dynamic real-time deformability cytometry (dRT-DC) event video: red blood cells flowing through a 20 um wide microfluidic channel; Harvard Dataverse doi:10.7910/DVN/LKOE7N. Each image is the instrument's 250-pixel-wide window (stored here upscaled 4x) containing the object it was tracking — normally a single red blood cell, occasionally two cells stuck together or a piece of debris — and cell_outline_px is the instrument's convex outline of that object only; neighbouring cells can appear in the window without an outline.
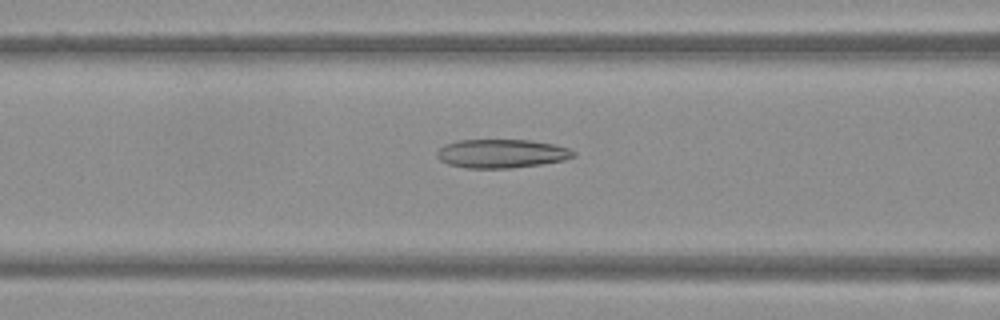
{"species": "Egyptian fruit bat (a non-hibernating species)", "species_latin": "Rousettus aegyptiacus", "temperature_condition": "warm", "stored_images_in_passage": 41, "camera_frame_rate_fps": 3000, "um_per_image_px": 0.085, "frame": {"image": 1, "passage_image": 12, "time_ms": 3.667, "image_size_px": [1000, 320], "cell_outline_px": [[576, 156], [564, 160], [544, 164], [512, 168], [464, 168], [448, 164], [440, 160], [436, 156], [436, 152], [444, 144], [456, 140], [532, 140], [552, 144], [568, 148], [576, 152]], "centroid_in_image_um": [42.63, 13.06], "position_along_channel_um": 124.0, "area_um2": 23.06}}
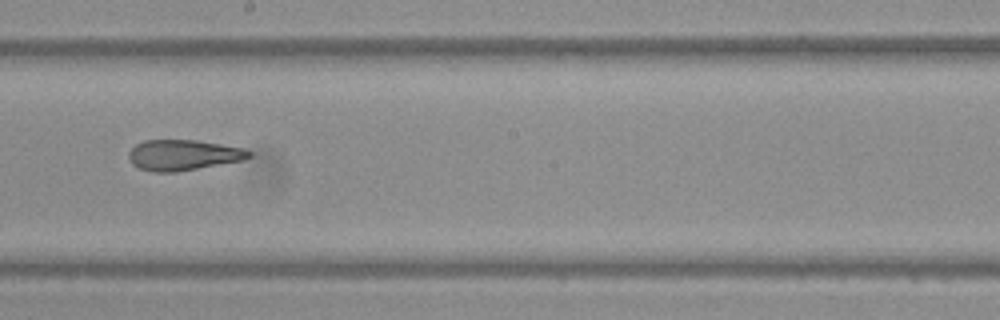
{"frame": {"image": 2, "passage_image": 20, "time_ms": 6.333, "image_size_px": [1000, 320], "cell_outline_px": [[252, 156], [240, 160], [176, 172], [156, 172], [140, 168], [132, 164], [128, 156], [128, 152], [136, 144], [144, 140], [196, 140], [244, 148], [252, 152]], "centroid_in_image_um": [15.54, 13.17], "position_along_channel_um": 232.7, "area_um2": 21.21}}
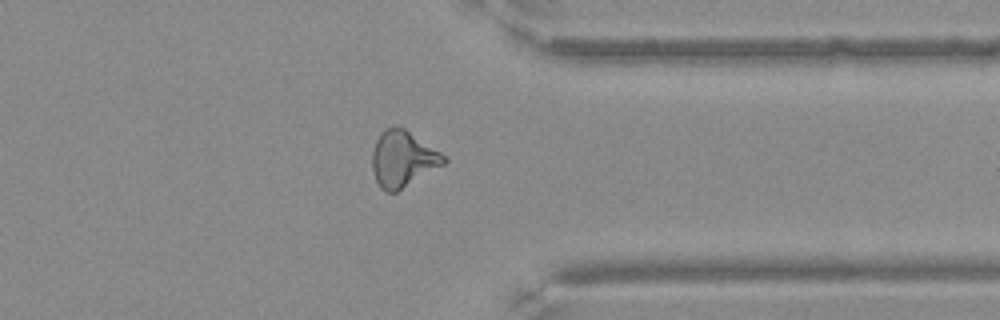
{"frame": {"image": 3, "passage_image": 31, "time_ms": 10.0, "image_size_px": [1000, 320], "cell_outline_px": [[448, 160], [444, 164], [396, 192], [388, 192], [380, 188], [376, 180], [372, 168], [372, 152], [376, 140], [380, 132], [384, 128], [404, 128], [440, 152]], "centroid_in_image_um": [34.21, 13.52], "position_along_channel_um": 377.2, "area_um2": 23.0}}